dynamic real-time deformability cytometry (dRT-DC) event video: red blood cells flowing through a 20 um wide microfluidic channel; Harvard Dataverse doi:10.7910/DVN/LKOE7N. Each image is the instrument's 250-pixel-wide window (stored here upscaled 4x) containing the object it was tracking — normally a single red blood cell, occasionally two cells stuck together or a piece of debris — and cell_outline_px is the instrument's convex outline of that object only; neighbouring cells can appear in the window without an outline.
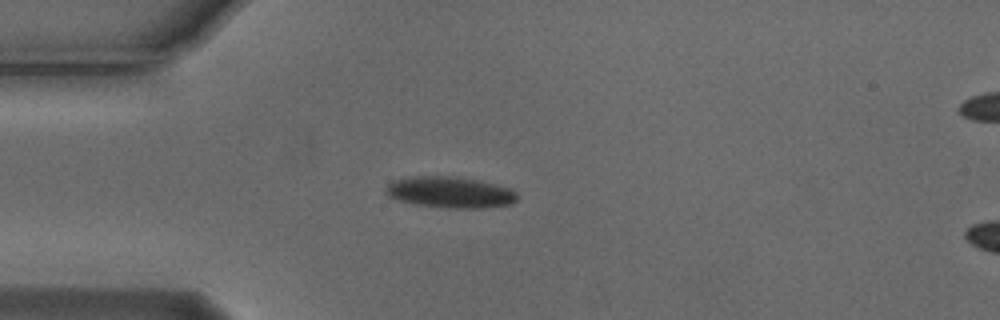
{"species": "Egyptian fruit bat (a non-hibernating species)", "species_latin": "Rousettus aegyptiacus", "temperature_condition": "cold", "stored_images_in_passage": 1, "camera_frame_rate_fps": 3000, "um_per_image_px": 0.085, "animal": {"sex": "male"}, "frame": {"image": 1, "passage_image": 1, "time_ms": 0.0, "image_size_px": [1000, 320], "cell_outline_px": [[516, 200], [512, 204], [484, 208], [448, 208], [416, 204], [400, 200], [388, 196], [388, 184], [396, 180], [412, 176], [456, 176], [476, 180], [508, 188], [516, 192]], "centroid_in_image_um": [38.28, 16.35], "position_along_channel_um": 46.7, "area_um2": 23.47}}